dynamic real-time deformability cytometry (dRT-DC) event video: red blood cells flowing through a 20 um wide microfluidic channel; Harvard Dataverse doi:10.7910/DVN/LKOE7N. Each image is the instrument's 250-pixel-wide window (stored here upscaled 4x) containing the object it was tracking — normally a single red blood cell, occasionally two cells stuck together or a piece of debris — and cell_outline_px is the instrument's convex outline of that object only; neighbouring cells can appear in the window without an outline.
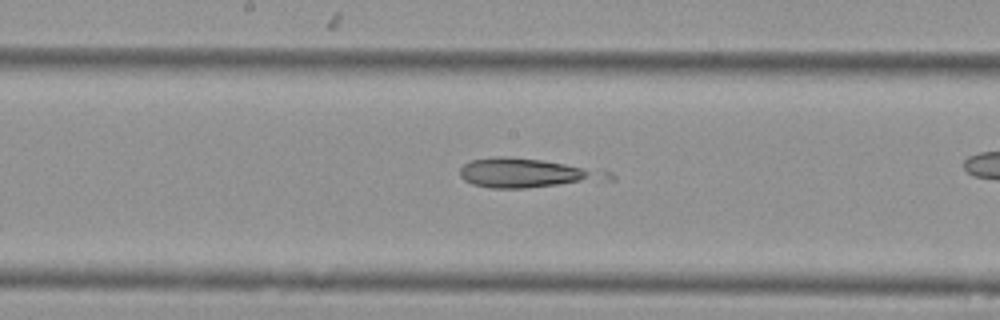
{"species": "Egyptian fruit bat (a non-hibernating species)", "species_latin": "Rousettus aegyptiacus", "temperature_condition": "cold", "stored_images_in_passage": 23, "camera_frame_rate_fps": 3000, "um_per_image_px": 0.085, "animal": {"sex": "female"}, "frame": {"image": 1, "passage_image": 8, "time_ms": 2.333, "image_size_px": [1000, 320], "cell_outline_px": [[616, 180], [524, 188], [492, 188], [472, 184], [464, 180], [460, 176], [460, 168], [464, 164], [472, 160], [496, 156], [504, 156], [544, 160], [612, 172], [616, 176]], "centroid_in_image_um": [44.86, 14.72], "position_along_channel_um": 203.3, "area_um2": 25.49}}
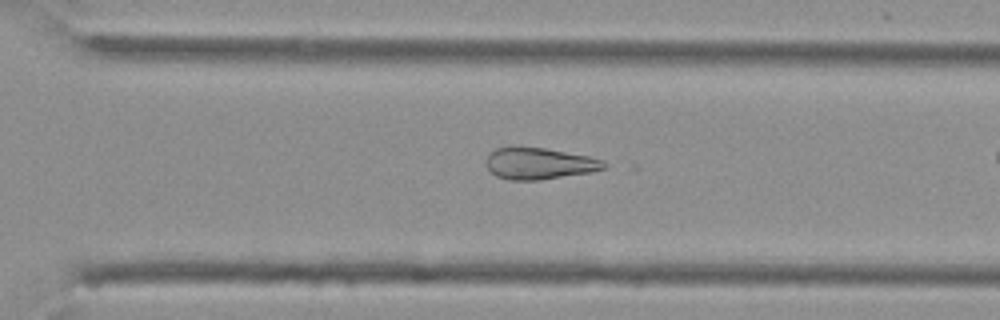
{"frame": {"image": 2, "passage_image": 18, "time_ms": 5.667, "image_size_px": [1000, 320], "cell_outline_px": [[608, 164], [604, 168], [592, 172], [540, 180], [508, 180], [496, 176], [484, 164], [484, 160], [488, 152], [496, 148], [512, 144], [516, 144], [544, 148], [588, 156], [604, 160]], "centroid_in_image_um": [45.75, 13.86], "position_along_channel_um": 324.8, "area_um2": 22.43}}